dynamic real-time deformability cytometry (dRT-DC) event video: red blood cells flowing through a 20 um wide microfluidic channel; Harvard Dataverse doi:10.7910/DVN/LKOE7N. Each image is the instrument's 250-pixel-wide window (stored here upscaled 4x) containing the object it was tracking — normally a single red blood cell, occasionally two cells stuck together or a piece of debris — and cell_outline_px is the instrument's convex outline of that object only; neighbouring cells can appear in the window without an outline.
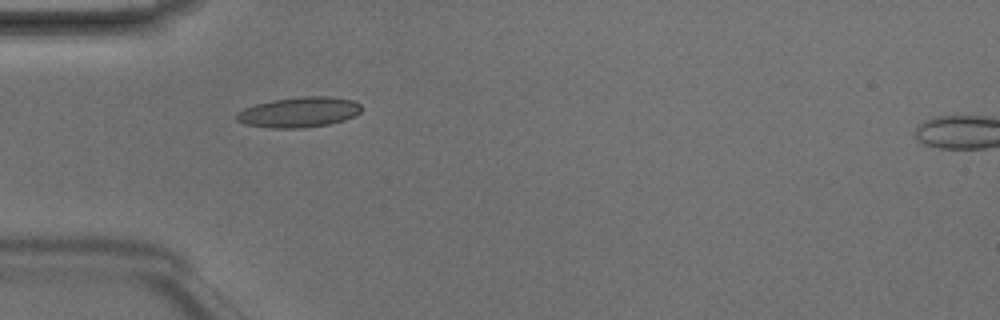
{"species": "Egyptian fruit bat (a non-hibernating species)", "species_latin": "Rousettus aegyptiacus", "temperature_condition": "room temperature", "stored_images_in_passage": 2, "camera_frame_rate_fps": 3000, "um_per_image_px": 0.085, "animal": {"sex": "male"}, "frame": {"image": 1, "passage_image": 1, "time_ms": 0.0, "image_size_px": [1000, 320], "cell_outline_px": [[360, 112], [356, 116], [344, 120], [328, 124], [304, 128], [272, 128], [244, 124], [236, 120], [236, 112], [244, 108], [256, 104], [272, 100], [304, 96], [328, 96], [352, 100], [360, 104]], "centroid_in_image_um": [25.4, 9.54], "position_along_channel_um": 59.6, "area_um2": 22.08}}